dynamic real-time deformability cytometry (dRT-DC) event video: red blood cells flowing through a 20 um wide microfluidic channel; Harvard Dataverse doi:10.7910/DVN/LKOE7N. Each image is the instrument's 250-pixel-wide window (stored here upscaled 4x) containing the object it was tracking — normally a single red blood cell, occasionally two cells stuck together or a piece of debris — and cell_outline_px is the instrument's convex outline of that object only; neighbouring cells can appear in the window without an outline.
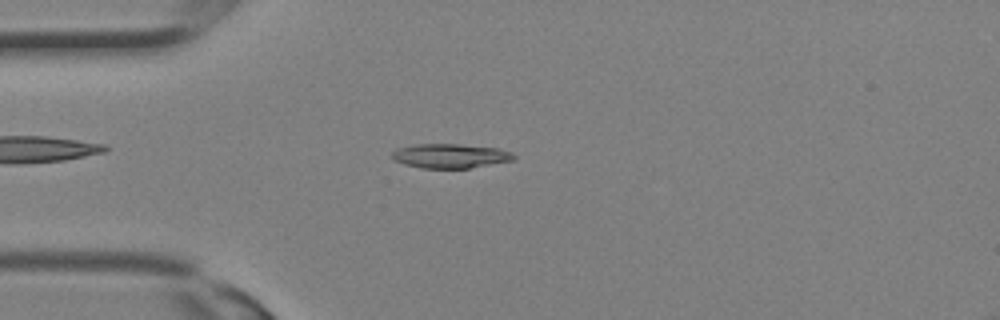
{"species": "Egyptian fruit bat (a non-hibernating species)", "species_latin": "Rousettus aegyptiacus", "temperature_condition": "room temperature", "stored_images_in_passage": 10, "camera_frame_rate_fps": 3000, "um_per_image_px": 0.085, "animal": {"sex": "female"}, "frame": {"image": 1, "passage_image": 5, "time_ms": 1.333, "image_size_px": [1000, 320], "cell_outline_px": [[516, 160], [468, 168], [420, 168], [404, 164], [392, 160], [392, 152], [396, 148], [416, 144], [460, 144], [500, 148], [512, 152], [516, 156]], "centroid_in_image_um": [38.29, 13.25], "position_along_channel_um": 46.7, "area_um2": 17.51}}
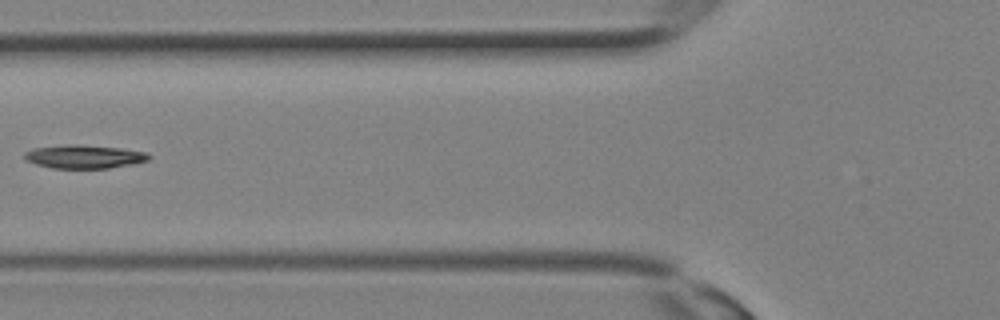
{"frame": {"image": 2, "passage_image": 9, "time_ms": 2.667, "image_size_px": [1000, 320], "cell_outline_px": [[152, 156], [148, 160], [136, 164], [108, 168], [52, 168], [36, 164], [28, 160], [24, 156], [24, 152], [32, 148], [68, 144], [76, 144], [120, 148], [148, 152]], "centroid_in_image_um": [7.2, 13.31], "position_along_channel_um": 118.6, "area_um2": 17.11}}